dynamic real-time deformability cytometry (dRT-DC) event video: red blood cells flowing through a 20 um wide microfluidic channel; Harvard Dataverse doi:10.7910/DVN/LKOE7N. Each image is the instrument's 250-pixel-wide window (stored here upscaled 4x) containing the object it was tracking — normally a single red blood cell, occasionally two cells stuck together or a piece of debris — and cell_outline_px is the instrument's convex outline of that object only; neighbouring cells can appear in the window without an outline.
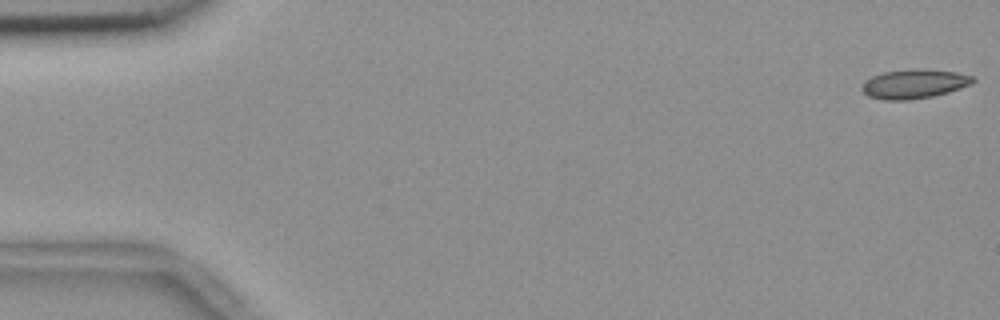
{"species": "common noctule bat (a hibernating species)", "species_latin": "Nyctalus noctula", "temperature_condition": "room temperature", "stored_images_in_passage": 5, "camera_frame_rate_fps": 3000, "um_per_image_px": 0.085, "animal": {"sex": "female", "body_mass_g": 18.4}, "frame": {"image": 1, "passage_image": 1, "time_ms": 0.0, "image_size_px": [1000, 320], "cell_outline_px": [[976, 80], [972, 84], [948, 92], [932, 96], [908, 100], [884, 100], [868, 96], [860, 88], [864, 80], [872, 76], [884, 72], [956, 72], [972, 76]], "centroid_in_image_um": [77.66, 7.19], "position_along_channel_um": 7.3, "area_um2": 17.86}}
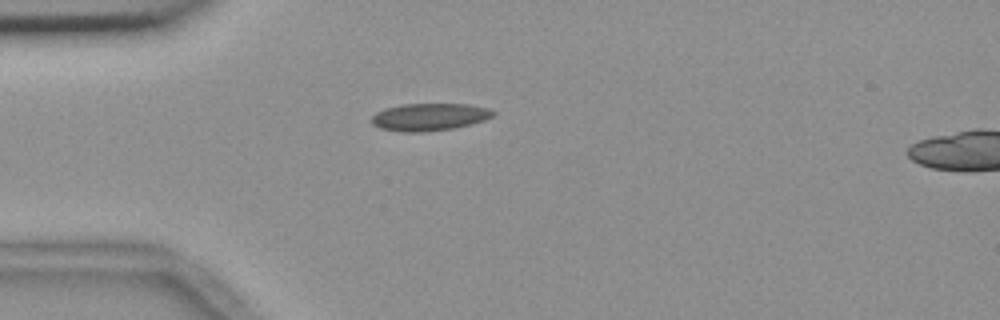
{"frame": {"image": 2, "passage_image": 5, "time_ms": 1.333, "image_size_px": [1000, 320], "cell_outline_px": [[496, 112], [492, 116], [484, 120], [452, 128], [424, 132], [400, 132], [380, 128], [372, 124], [372, 116], [376, 112], [384, 108], [404, 104], [468, 104], [488, 108]], "centroid_in_image_um": [36.46, 9.94], "position_along_channel_um": 48.5, "area_um2": 19.31}}